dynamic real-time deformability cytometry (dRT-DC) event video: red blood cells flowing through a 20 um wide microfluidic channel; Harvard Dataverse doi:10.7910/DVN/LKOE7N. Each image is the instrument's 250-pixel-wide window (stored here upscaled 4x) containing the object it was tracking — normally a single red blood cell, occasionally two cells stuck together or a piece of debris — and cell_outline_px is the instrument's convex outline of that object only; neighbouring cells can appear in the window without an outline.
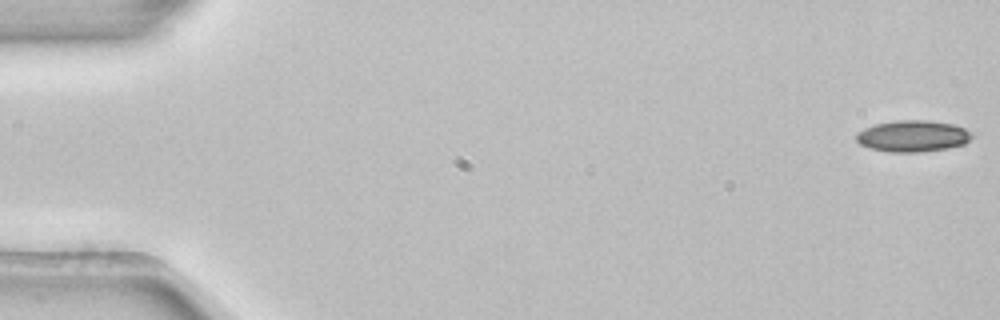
{"species": "common noctule bat (a hibernating species)", "species_latin": "Nyctalus noctula", "temperature_condition": "room temperature", "stored_images_in_passage": 10, "camera_frame_rate_fps": 3000, "um_per_image_px": 0.085, "animal": {"sex": "female", "body_mass_g": 22.7, "forearm_length_mm": 54.2}, "frame": {"image": 1, "passage_image": 1, "time_ms": 0.0, "image_size_px": [1000, 320], "cell_outline_px": [[972, 136], [964, 144], [948, 148], [920, 152], [888, 152], [872, 148], [860, 144], [856, 140], [856, 132], [872, 124], [896, 120], [924, 120], [952, 124], [964, 128], [972, 132]], "centroid_in_image_um": [77.55, 11.56], "position_along_channel_um": 7.4, "area_um2": 21.21}}